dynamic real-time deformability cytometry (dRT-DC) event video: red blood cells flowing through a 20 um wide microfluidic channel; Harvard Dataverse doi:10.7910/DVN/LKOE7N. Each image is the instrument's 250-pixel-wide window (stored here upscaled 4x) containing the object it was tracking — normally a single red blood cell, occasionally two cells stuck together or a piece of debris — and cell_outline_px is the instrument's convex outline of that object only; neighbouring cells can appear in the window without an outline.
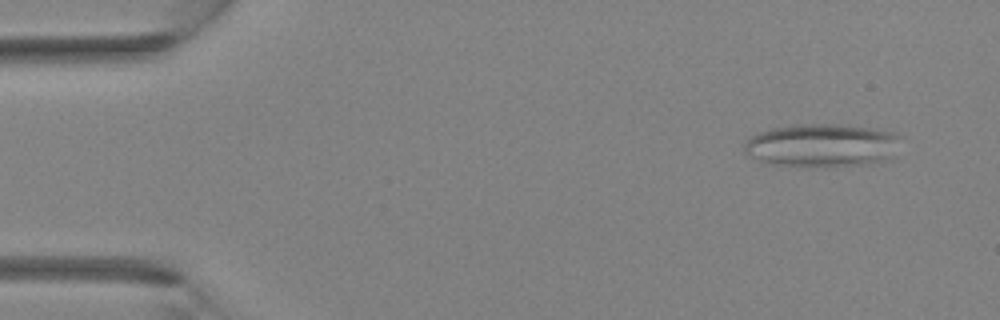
{"species": "Egyptian fruit bat (a non-hibernating species)", "species_latin": "Rousettus aegyptiacus", "temperature_condition": "room temperature", "stored_images_in_passage": 3, "camera_frame_rate_fps": 3000, "um_per_image_px": 0.085, "animal": {"sex": "female"}, "frame": {"image": 1, "passage_image": 1, "time_ms": 0.0, "image_size_px": [1000, 320], "cell_outline_px": [[900, 136], [892, 156], [888, 160], [868, 164], [808, 168], [772, 164], [760, 160], [744, 152], [744, 140], [756, 132], [772, 128], [796, 124], [836, 124], [868, 128], [892, 132]], "centroid_in_image_um": [69.81, 12.37], "position_along_channel_um": 15.2, "area_um2": 39.71}}